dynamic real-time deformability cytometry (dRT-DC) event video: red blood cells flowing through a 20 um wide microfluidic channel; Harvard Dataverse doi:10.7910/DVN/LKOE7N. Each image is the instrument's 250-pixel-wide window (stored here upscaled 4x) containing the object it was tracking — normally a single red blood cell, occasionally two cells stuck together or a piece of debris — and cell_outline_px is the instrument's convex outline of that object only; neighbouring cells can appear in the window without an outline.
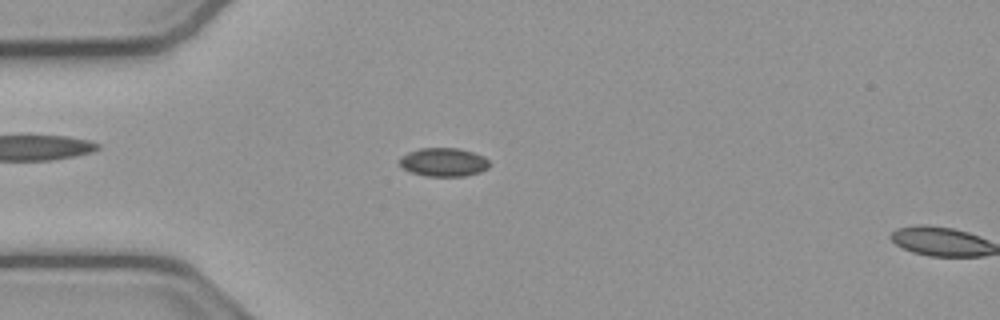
{"species": "common noctule bat (a hibernating species)", "species_latin": "Nyctalus noctula", "temperature_condition": "cold", "stored_images_in_passage": 7, "camera_frame_rate_fps": 3000, "um_per_image_px": 0.085, "animal": {"sex": "male", "body_mass_g": 23.1, "forearm_length_mm": 52.7}, "frame": {"image": 1, "passage_image": 6, "time_ms": 1.667, "image_size_px": [1000, 320], "cell_outline_px": [[492, 164], [488, 168], [480, 172], [464, 176], [428, 176], [412, 172], [404, 168], [400, 164], [400, 156], [408, 152], [420, 148], [456, 148], [472, 152], [484, 156]], "centroid_in_image_um": [37.74, 13.78], "position_along_channel_um": 47.3, "area_um2": 14.91}}